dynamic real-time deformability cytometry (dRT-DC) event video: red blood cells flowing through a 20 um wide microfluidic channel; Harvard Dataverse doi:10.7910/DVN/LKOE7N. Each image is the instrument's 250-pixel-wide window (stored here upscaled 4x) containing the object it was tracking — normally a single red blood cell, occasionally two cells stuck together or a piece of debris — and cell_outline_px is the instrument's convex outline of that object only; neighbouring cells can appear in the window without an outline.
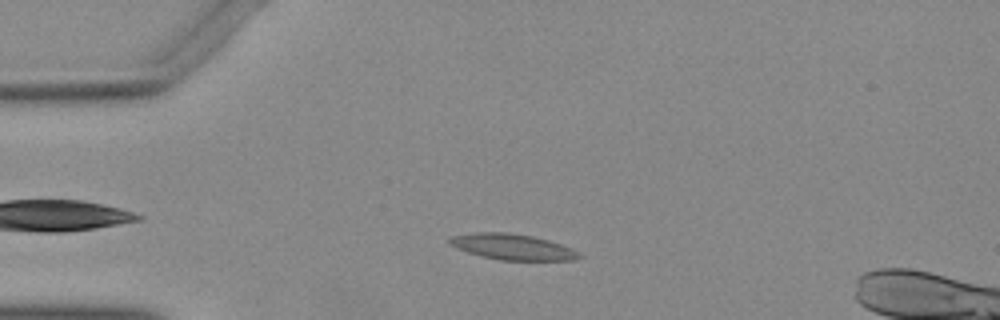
{"species": "Egyptian fruit bat (a non-hibernating species)", "species_latin": "Rousettus aegyptiacus", "temperature_condition": "warm", "stored_images_in_passage": 50, "camera_frame_rate_fps": 3000, "um_per_image_px": 0.085, "animal": {"sex": "female"}, "frame": {"image": 1, "passage_image": 10, "time_ms": 3.0, "image_size_px": [1000, 320], "cell_outline_px": [[584, 256], [572, 260], [500, 260], [468, 252], [448, 244], [448, 240], [452, 236], [476, 232], [508, 232], [532, 236], [548, 240], [572, 248], [580, 252]], "centroid_in_image_um": [43.59, 20.98], "position_along_channel_um": 41.4, "area_um2": 19.36}}
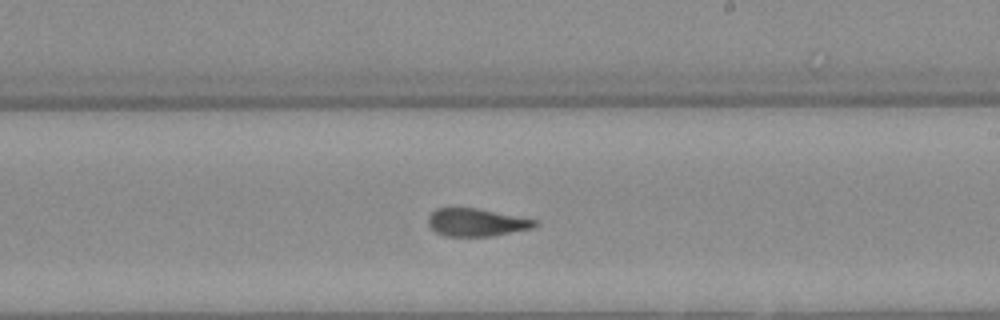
{"frame": {"image": 2, "passage_image": 28, "time_ms": 9.0, "image_size_px": [1000, 320], "cell_outline_px": [[536, 224], [532, 228], [492, 236], [444, 236], [436, 232], [428, 224], [428, 216], [436, 208], [476, 208], [536, 220]], "centroid_in_image_um": [40.44, 18.91], "position_along_channel_um": 248.6, "area_um2": 16.99}}
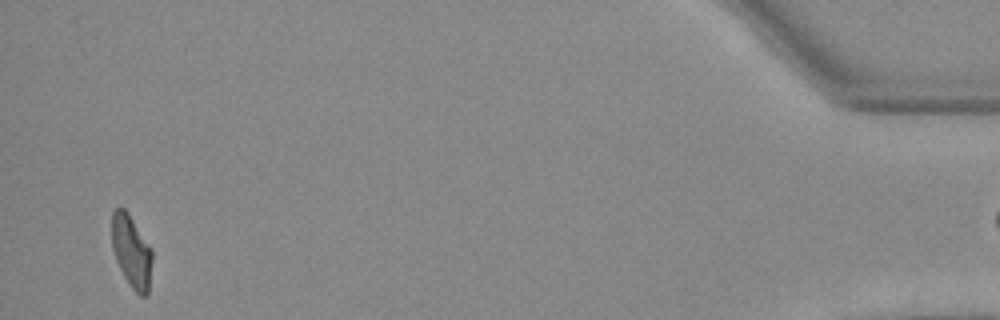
{"frame": {"image": 3, "passage_image": 48, "time_ms": 15.667, "image_size_px": [1000, 320], "cell_outline_px": [[152, 260], [148, 296], [140, 296], [132, 288], [124, 276], [116, 260], [112, 248], [112, 212], [116, 208], [124, 208], [128, 212], [152, 248]], "centroid_in_image_um": [11.19, 21.37], "position_along_channel_um": 424.0, "area_um2": 17.11}}